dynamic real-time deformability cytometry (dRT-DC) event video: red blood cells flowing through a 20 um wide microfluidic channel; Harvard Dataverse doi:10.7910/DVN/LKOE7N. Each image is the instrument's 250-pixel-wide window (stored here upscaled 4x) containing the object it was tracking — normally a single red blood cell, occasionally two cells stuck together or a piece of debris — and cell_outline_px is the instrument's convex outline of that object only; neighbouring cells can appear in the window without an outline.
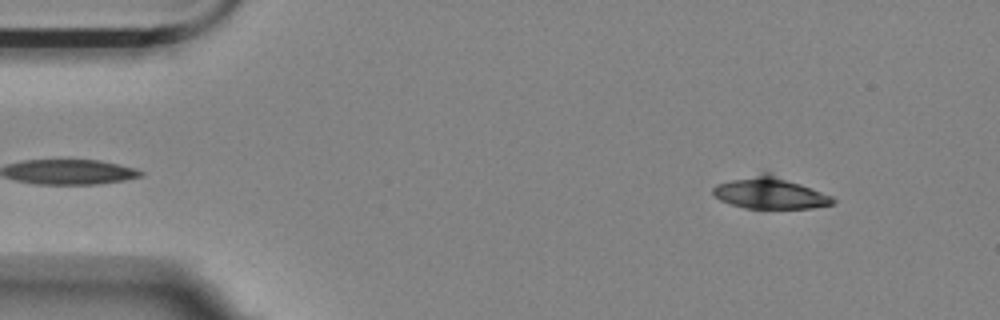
{"species": "Egyptian fruit bat (a non-hibernating species)", "species_latin": "Rousettus aegyptiacus", "temperature_condition": "room temperature", "stored_images_in_passage": 23, "camera_frame_rate_fps": 3000, "um_per_image_px": 0.085, "animal": {"sex": "female"}, "frame": {"image": 1, "passage_image": 3, "time_ms": 0.667, "image_size_px": [1000, 320], "cell_outline_px": [[836, 200], [832, 204], [812, 208], [744, 208], [720, 200], [712, 192], [712, 188], [716, 184], [764, 172], [768, 172], [832, 196]], "centroid_in_image_um": [65.44, 16.41], "position_along_channel_um": 19.6, "area_um2": 21.62}}
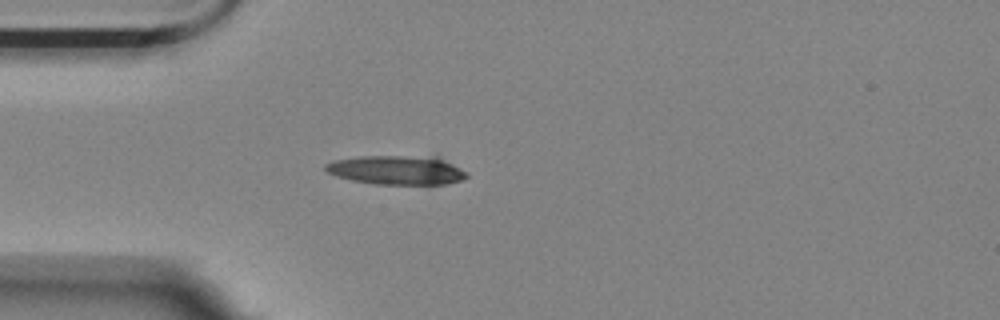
{"frame": {"image": 2, "passage_image": 12, "time_ms": 3.667, "image_size_px": [1000, 320], "cell_outline_px": [[468, 176], [460, 180], [448, 184], [376, 184], [352, 180], [336, 176], [328, 172], [324, 168], [324, 164], [336, 160], [360, 156], [440, 156], [468, 172]], "centroid_in_image_um": [33.77, 14.44], "position_along_channel_um": 51.2, "area_um2": 24.1}}